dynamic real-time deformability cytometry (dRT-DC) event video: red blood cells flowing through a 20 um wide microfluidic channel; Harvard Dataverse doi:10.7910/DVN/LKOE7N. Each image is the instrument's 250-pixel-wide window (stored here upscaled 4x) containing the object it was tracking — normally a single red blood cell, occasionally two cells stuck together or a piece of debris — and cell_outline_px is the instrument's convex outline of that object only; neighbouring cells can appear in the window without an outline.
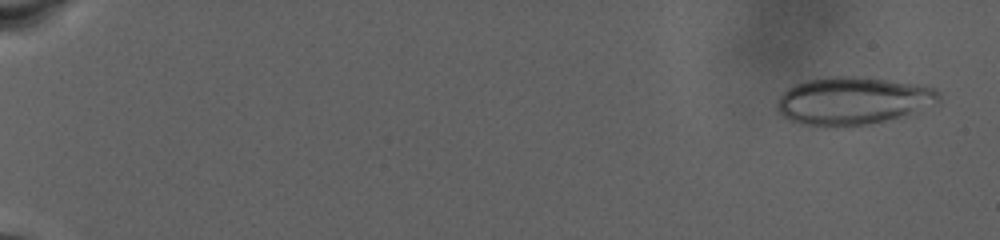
{"species": "human", "species_latin": "Homo sapiens", "temperature_condition": "warm", "stored_images_in_passage": 23, "camera_frame_rate_fps": 3000, "um_per_image_px": 0.085, "donor": {"sex": "male"}, "frame": {"image": 1, "passage_image": 4, "time_ms": 1.0, "image_size_px": [1000, 240], "cell_outline_px": [[940, 104], [912, 116], [868, 124], [836, 128], [800, 124], [788, 120], [776, 108], [776, 104], [780, 96], [788, 88], [796, 84], [808, 80], [832, 76], [852, 76], [888, 80], [936, 88], [940, 92]], "centroid_in_image_um": [72.58, 8.6], "position_along_channel_um": 12.4, "area_um2": 45.95}}